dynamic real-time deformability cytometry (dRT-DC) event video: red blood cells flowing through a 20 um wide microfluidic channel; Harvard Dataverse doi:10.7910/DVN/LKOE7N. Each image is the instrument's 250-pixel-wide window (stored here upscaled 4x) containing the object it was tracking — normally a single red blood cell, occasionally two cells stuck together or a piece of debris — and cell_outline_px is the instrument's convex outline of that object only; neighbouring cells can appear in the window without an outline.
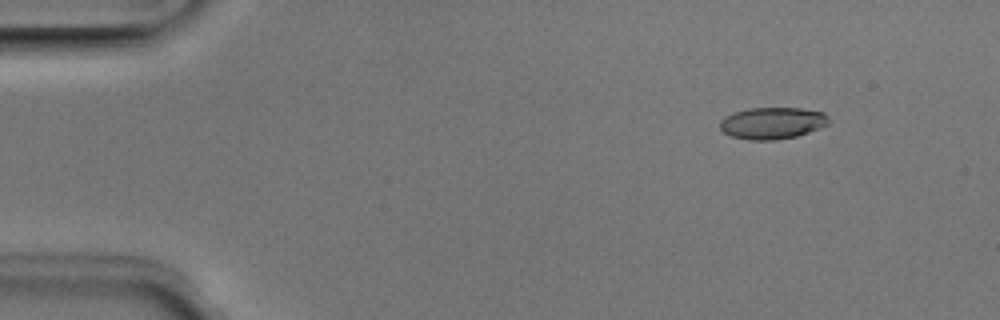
{"species": "Egyptian fruit bat (a non-hibernating species)", "species_latin": "Rousettus aegyptiacus", "temperature_condition": "room temperature", "stored_images_in_passage": 51, "camera_frame_rate_fps": 3000, "um_per_image_px": 0.085, "animal": {"sex": "male"}, "frame": {"image": 1, "passage_image": 6, "time_ms": 1.667, "image_size_px": [1000, 320], "cell_outline_px": [[828, 124], [808, 132], [796, 136], [776, 140], [748, 140], [732, 136], [724, 132], [720, 128], [720, 120], [724, 116], [732, 112], [748, 108], [800, 108], [824, 112], [828, 116]], "centroid_in_image_um": [65.61, 10.45], "position_along_channel_um": 19.4, "area_um2": 20.17}}
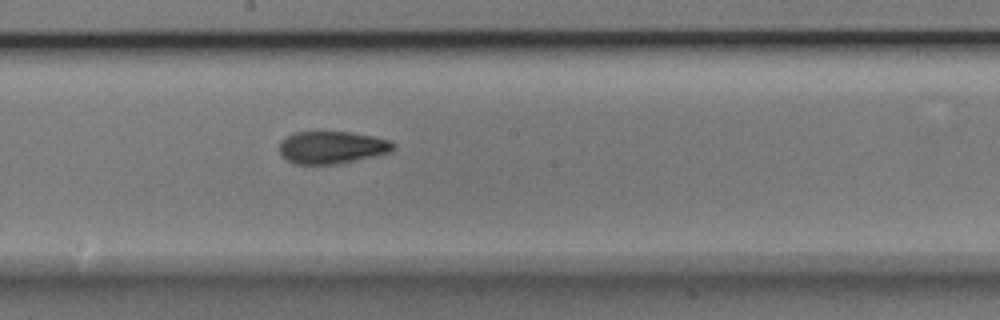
{"frame": {"image": 2, "passage_image": 28, "time_ms": 9.0, "image_size_px": [1000, 320], "cell_outline_px": [[396, 144], [388, 152], [372, 156], [336, 164], [296, 164], [280, 156], [280, 144], [292, 132], [348, 132], [376, 136], [388, 140]], "centroid_in_image_um": [28.18, 12.52], "position_along_channel_um": 220.0, "area_um2": 21.21}}
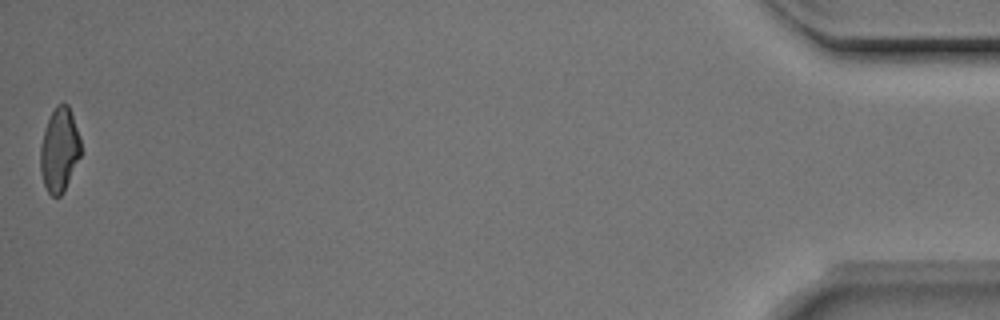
{"frame": {"image": 3, "passage_image": 51, "time_ms": 16.667, "image_size_px": [1000, 320], "cell_outline_px": [[80, 156], [64, 192], [60, 196], [52, 196], [48, 192], [44, 184], [40, 172], [40, 148], [44, 132], [48, 120], [56, 104], [68, 104], [80, 136]], "centroid_in_image_um": [5.04, 12.76], "position_along_channel_um": 430.2, "area_um2": 19.65}, "authors_computed_cell_mechanics": {"area_um2": 20.7502, "velocity_mm_per_s": 3.9902, "shape_relaxation_time_tau1_ms": 6.5851, "shape_relaxation_time_tau2_ms": 3.2738, "deformation_change_tau1": 0.2071, "deformation_change_tau2": 0.103}}